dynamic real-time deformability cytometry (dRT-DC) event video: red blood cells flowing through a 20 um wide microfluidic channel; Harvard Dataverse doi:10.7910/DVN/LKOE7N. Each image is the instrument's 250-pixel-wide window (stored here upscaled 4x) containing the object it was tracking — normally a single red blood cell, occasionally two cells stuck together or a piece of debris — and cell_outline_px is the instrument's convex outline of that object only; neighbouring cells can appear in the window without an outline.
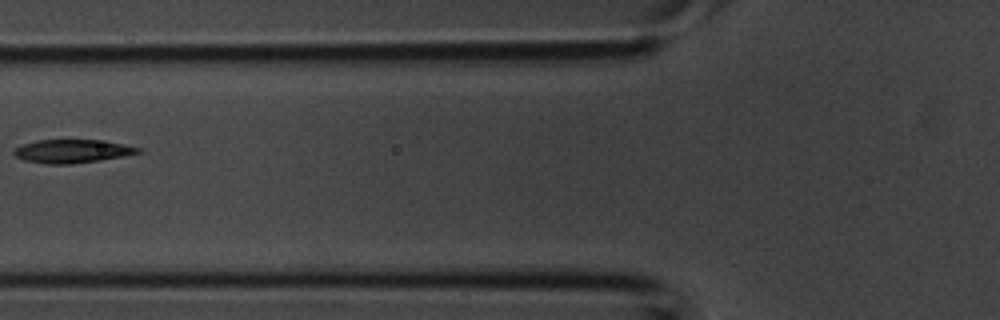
{"species": "common noctule bat (a hibernating species)", "species_latin": "Nyctalus noctula", "temperature_condition": "room temperature", "stored_images_in_passage": 5, "camera_frame_rate_fps": 3000, "um_per_image_px": 0.085, "animal": {"sex": "male", "body_mass_g": 20.1, "forearm_length_mm": 53.5}, "frame": {"image": 1, "passage_image": 5, "time_ms": 1.333, "image_size_px": [1000, 320], "cell_outline_px": [[144, 152], [124, 156], [100, 160], [68, 164], [48, 164], [24, 160], [16, 156], [12, 152], [16, 148], [24, 144], [36, 140], [96, 140], [124, 144], [144, 148]], "centroid_in_image_um": [6.2, 12.85], "position_along_channel_um": 119.6, "area_um2": 16.88}}